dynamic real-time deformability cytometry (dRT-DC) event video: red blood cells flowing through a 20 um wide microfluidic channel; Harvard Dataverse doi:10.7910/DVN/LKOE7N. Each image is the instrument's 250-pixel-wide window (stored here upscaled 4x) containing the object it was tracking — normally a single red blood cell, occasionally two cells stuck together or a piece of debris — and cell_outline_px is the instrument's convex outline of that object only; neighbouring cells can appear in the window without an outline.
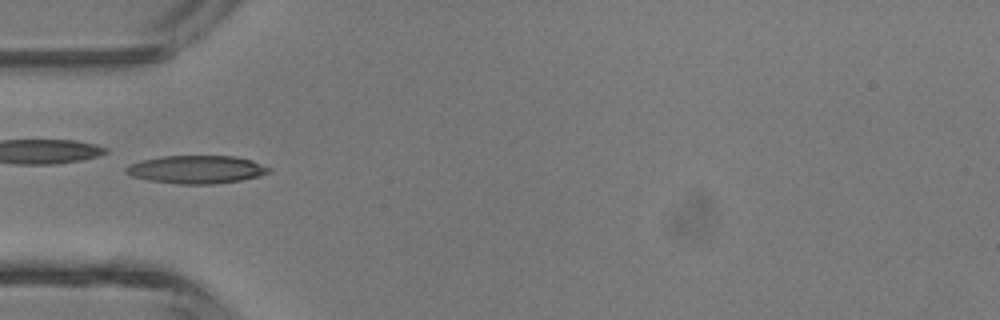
{"species": "common noctule bat (a hibernating species)", "species_latin": "Nyctalus noctula", "temperature_condition": "room temperature", "stored_images_in_passage": 5, "camera_frame_rate_fps": 3000, "um_per_image_px": 0.085, "animal": {"sex": "male", "body_mass_g": 13.3}, "frame": {"image": 1, "passage_image": 5, "time_ms": 4.667, "image_size_px": [1000, 320], "cell_outline_px": [[272, 172], [260, 176], [240, 180], [212, 184], [180, 184], [148, 180], [132, 176], [124, 172], [124, 168], [128, 164], [140, 160], [164, 156], [236, 156], [252, 160], [272, 168]], "centroid_in_image_um": [16.71, 14.4], "position_along_channel_um": 68.3, "area_um2": 23.52}}